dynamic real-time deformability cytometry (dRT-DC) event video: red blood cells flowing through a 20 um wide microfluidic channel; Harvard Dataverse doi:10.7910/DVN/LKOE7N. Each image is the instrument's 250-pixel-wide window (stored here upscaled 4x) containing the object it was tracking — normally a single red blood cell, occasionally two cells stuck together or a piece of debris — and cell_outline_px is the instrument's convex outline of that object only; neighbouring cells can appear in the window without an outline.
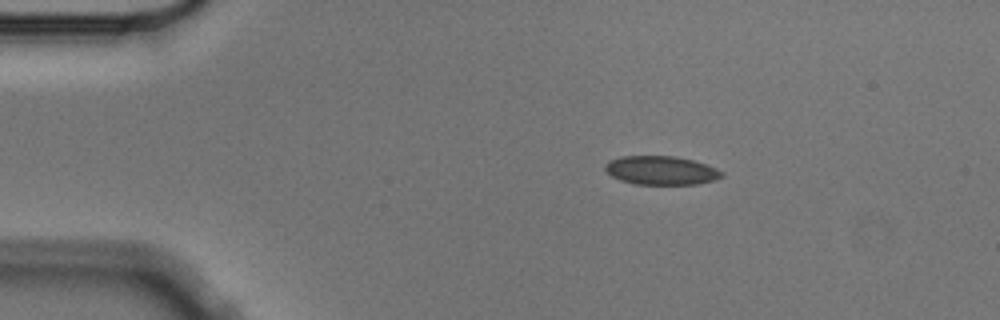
{"species": "Egyptian fruit bat (a non-hibernating species)", "species_latin": "Rousettus aegyptiacus", "temperature_condition": "cold", "stored_images_in_passage": 3, "camera_frame_rate_fps": 3000, "um_per_image_px": 0.085, "animal": {"sex": "male"}, "frame": {"image": 1, "passage_image": 2, "time_ms": 0.333, "image_size_px": [1000, 320], "cell_outline_px": [[724, 176], [712, 180], [696, 184], [636, 184], [620, 180], [612, 176], [604, 168], [604, 164], [608, 160], [620, 156], [676, 156], [708, 164], [724, 172]], "centroid_in_image_um": [56.19, 14.47], "position_along_channel_um": 28.8, "area_um2": 19.59}}